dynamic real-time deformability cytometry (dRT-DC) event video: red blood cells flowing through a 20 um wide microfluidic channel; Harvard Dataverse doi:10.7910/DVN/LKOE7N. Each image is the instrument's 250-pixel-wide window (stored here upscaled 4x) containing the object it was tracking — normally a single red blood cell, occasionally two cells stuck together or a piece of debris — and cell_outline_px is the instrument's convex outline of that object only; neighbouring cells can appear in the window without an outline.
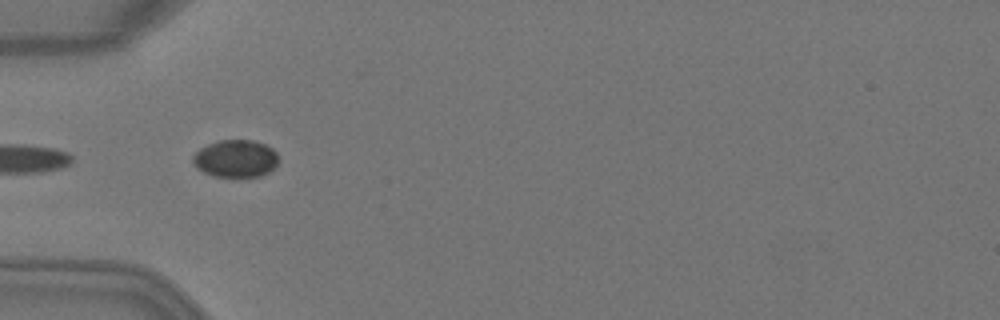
{"species": "Egyptian fruit bat (a non-hibernating species)", "species_latin": "Rousettus aegyptiacus", "temperature_condition": "warm", "stored_images_in_passage": 4, "camera_frame_rate_fps": 3000, "um_per_image_px": 0.085, "animal": {"sex": "female"}, "frame": {"image": 1, "passage_image": 1, "time_ms": 0.0, "image_size_px": [1000, 320], "cell_outline_px": [[280, 160], [268, 172], [260, 176], [212, 176], [196, 168], [192, 160], [192, 156], [200, 148], [208, 144], [220, 140], [256, 140], [272, 148], [276, 152]], "centroid_in_image_um": [20.02, 13.47], "position_along_channel_um": 65.0, "area_um2": 18.67}}
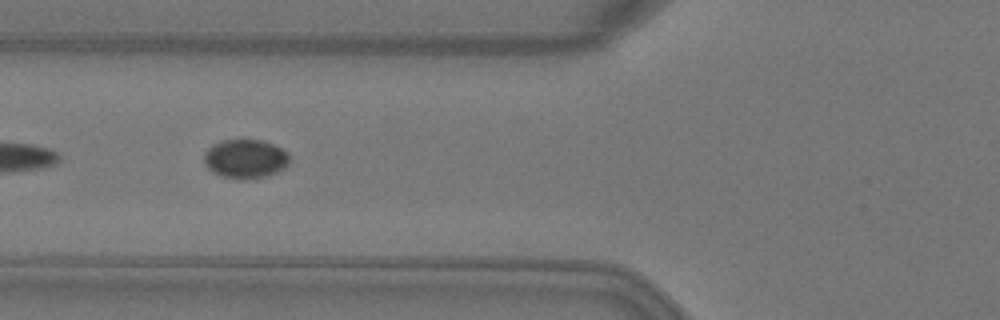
{"frame": {"image": 2, "passage_image": 2, "time_ms": 0.333, "image_size_px": [1000, 320], "cell_outline_px": [[288, 164], [284, 168], [276, 172], [264, 176], [244, 180], [240, 180], [220, 176], [212, 172], [204, 164], [204, 152], [212, 144], [224, 140], [260, 140], [272, 144], [288, 152]], "centroid_in_image_um": [20.81, 13.51], "position_along_channel_um": 105.0, "area_um2": 19.42}}